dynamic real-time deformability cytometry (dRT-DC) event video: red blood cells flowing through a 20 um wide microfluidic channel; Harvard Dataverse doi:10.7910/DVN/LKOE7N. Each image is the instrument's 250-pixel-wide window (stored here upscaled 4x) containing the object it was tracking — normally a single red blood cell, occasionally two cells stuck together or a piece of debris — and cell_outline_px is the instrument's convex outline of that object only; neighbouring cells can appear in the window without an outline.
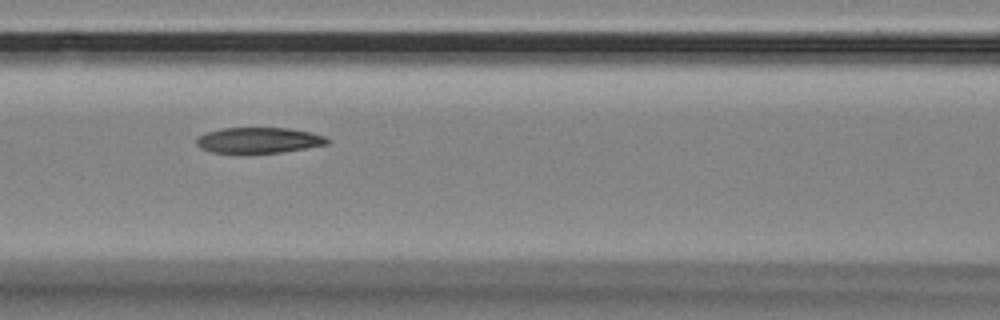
{"species": "Egyptian fruit bat (a non-hibernating species)", "species_latin": "Rousettus aegyptiacus", "temperature_condition": "room temperature", "stored_images_in_passage": 6, "camera_frame_rate_fps": 3000, "um_per_image_px": 0.085, "animal": {"sex": "female"}, "frame": {"image": 1, "passage_image": 3, "time_ms": 0.667, "image_size_px": [1000, 320], "cell_outline_px": [[332, 140], [328, 144], [280, 152], [212, 152], [200, 148], [196, 144], [196, 136], [220, 128], [288, 128], [312, 132], [324, 136]], "centroid_in_image_um": [22.0, 11.9], "position_along_channel_um": 144.6, "area_um2": 19.42}}
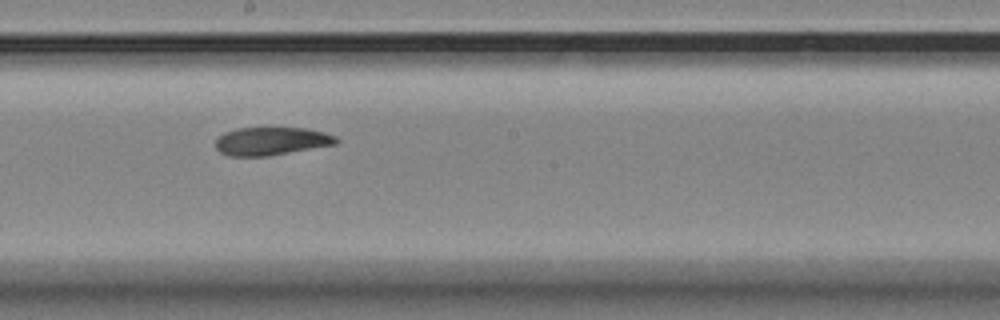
{"frame": {"image": 2, "passage_image": 5, "time_ms": 1.333, "image_size_px": [1000, 320], "cell_outline_px": [[340, 140], [336, 144], [268, 156], [228, 156], [220, 152], [216, 148], [216, 140], [224, 132], [236, 128], [304, 128], [324, 132], [336, 136]], "centroid_in_image_um": [23.06, 12.0], "position_along_channel_um": 225.1, "area_um2": 19.71}}
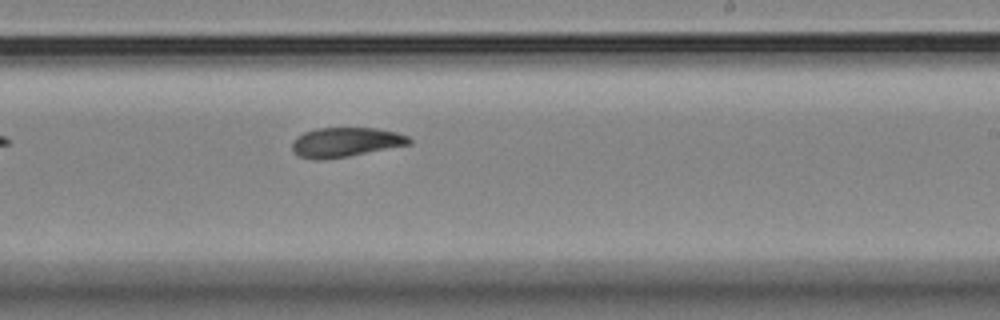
{"frame": {"image": 3, "passage_image": 6, "time_ms": 1.667, "image_size_px": [1000, 320], "cell_outline_px": [[412, 144], [348, 156], [324, 160], [316, 160], [300, 156], [292, 152], [292, 144], [296, 136], [304, 132], [316, 128], [376, 128], [396, 132], [408, 136], [412, 140]], "centroid_in_image_um": [29.36, 12.09], "position_along_channel_um": 259.6, "area_um2": 20.23}}